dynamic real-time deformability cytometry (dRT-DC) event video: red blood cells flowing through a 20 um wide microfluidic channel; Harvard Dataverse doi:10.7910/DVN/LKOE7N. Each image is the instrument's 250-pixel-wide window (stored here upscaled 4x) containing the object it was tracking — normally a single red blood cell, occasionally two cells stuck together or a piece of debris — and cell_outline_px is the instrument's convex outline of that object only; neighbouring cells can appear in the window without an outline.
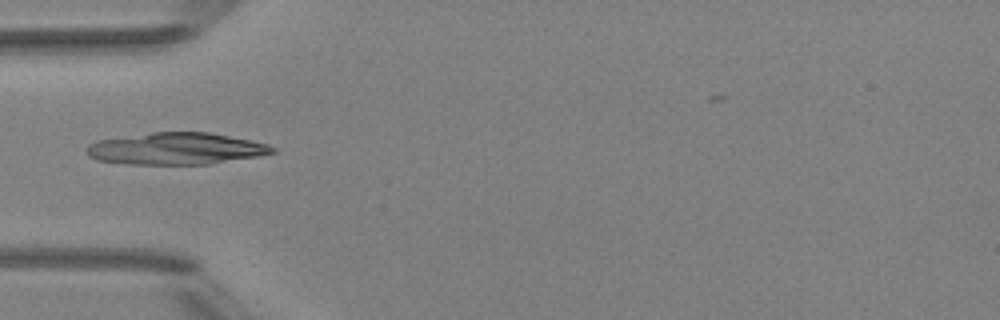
{"species": "Egyptian fruit bat (a non-hibernating species)", "species_latin": "Rousettus aegyptiacus", "temperature_condition": "room temperature", "stored_images_in_passage": 7, "camera_frame_rate_fps": 3000, "um_per_image_px": 0.085, "animal": {"sex": "female"}, "frame": {"image": 1, "passage_image": 6, "time_ms": 6.0, "image_size_px": [1000, 320], "cell_outline_px": [[276, 152], [260, 156], [208, 164], [124, 164], [96, 160], [88, 156], [84, 148], [88, 144], [96, 140], [152, 132], [208, 132], [252, 140], [268, 144], [276, 148]], "centroid_in_image_um": [14.94, 12.63], "position_along_channel_um": 70.1, "area_um2": 34.8}}
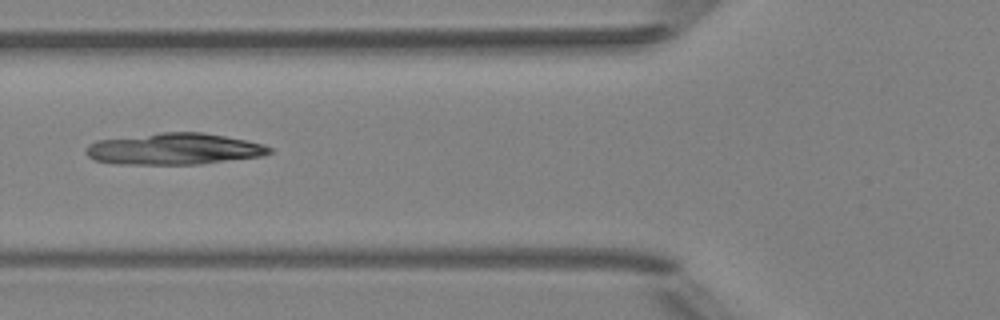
{"frame": {"image": 2, "passage_image": 7, "time_ms": 7.0, "image_size_px": [1000, 320], "cell_outline_px": [[272, 152], [264, 156], [200, 164], [116, 164], [96, 160], [88, 156], [84, 152], [88, 144], [96, 140], [160, 132], [204, 132], [264, 144], [272, 148]], "centroid_in_image_um": [14.79, 12.66], "position_along_channel_um": 111.0, "area_um2": 33.81}}